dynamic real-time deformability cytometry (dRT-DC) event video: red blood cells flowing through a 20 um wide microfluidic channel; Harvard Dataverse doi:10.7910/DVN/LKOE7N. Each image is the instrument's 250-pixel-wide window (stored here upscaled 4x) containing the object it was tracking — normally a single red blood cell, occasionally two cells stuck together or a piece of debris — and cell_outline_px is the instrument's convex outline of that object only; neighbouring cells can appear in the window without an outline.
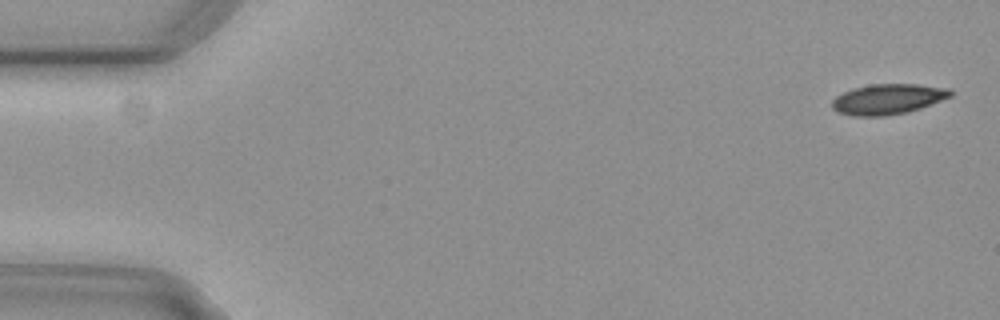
{"species": "common noctule bat (a hibernating species)", "species_latin": "Nyctalus noctula", "temperature_condition": "cold", "stored_images_in_passage": 55, "camera_frame_rate_fps": 3000, "um_per_image_px": 0.085, "animal": {"sex": "female", "body_mass_g": 29.2, "forearm_length_mm": 56.3}, "frame": {"image": 1, "passage_image": 2, "time_ms": 0.333, "image_size_px": [1000, 320], "cell_outline_px": [[952, 96], [920, 108], [908, 112], [884, 116], [852, 116], [836, 112], [832, 108], [832, 100], [836, 96], [852, 88], [872, 84], [916, 84], [948, 88], [952, 92]], "centroid_in_image_um": [75.44, 8.43], "position_along_channel_um": 9.6, "area_um2": 20.98}}
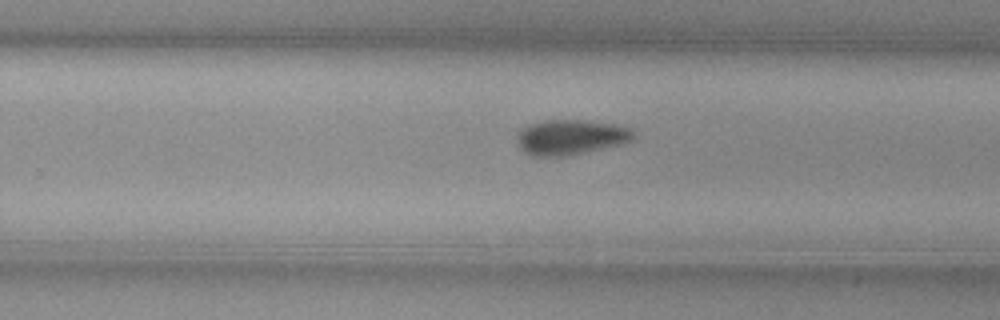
{"frame": {"image": 2, "passage_image": 35, "time_ms": 11.333, "image_size_px": [1000, 320], "cell_outline_px": [[636, 136], [632, 140], [624, 144], [584, 152], [560, 156], [536, 156], [520, 148], [516, 140], [516, 136], [520, 128], [528, 124], [544, 120], [584, 120], [616, 124], [632, 128], [636, 132]], "centroid_in_image_um": [48.55, 11.63], "position_along_channel_um": 281.3, "area_um2": 24.04}}
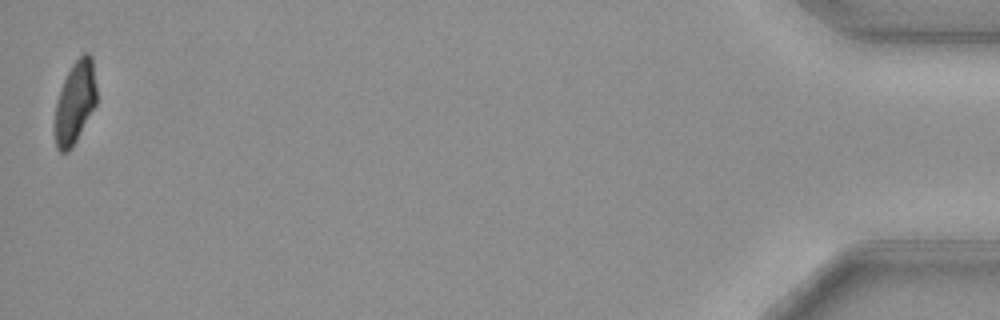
{"frame": {"image": 3, "passage_image": 55, "time_ms": 18.0, "image_size_px": [1000, 320], "cell_outline_px": [[96, 104], [72, 148], [68, 152], [60, 152], [56, 148], [56, 100], [60, 88], [72, 64], [84, 52], [88, 52], [92, 56], [96, 88]], "centroid_in_image_um": [6.39, 8.68], "position_along_channel_um": 428.8, "area_um2": 19.83}, "authors_computed_cell_mechanics": {"area_um2": 22.3108, "velocity_mm_per_s": 3.7178, "shape_relaxation_time_tau1_ms": 2.6881, "shape_relaxation_time_tau2_ms": null, "deformation_change_tau1": 0.1164, "deformation_change_tau2": null}}